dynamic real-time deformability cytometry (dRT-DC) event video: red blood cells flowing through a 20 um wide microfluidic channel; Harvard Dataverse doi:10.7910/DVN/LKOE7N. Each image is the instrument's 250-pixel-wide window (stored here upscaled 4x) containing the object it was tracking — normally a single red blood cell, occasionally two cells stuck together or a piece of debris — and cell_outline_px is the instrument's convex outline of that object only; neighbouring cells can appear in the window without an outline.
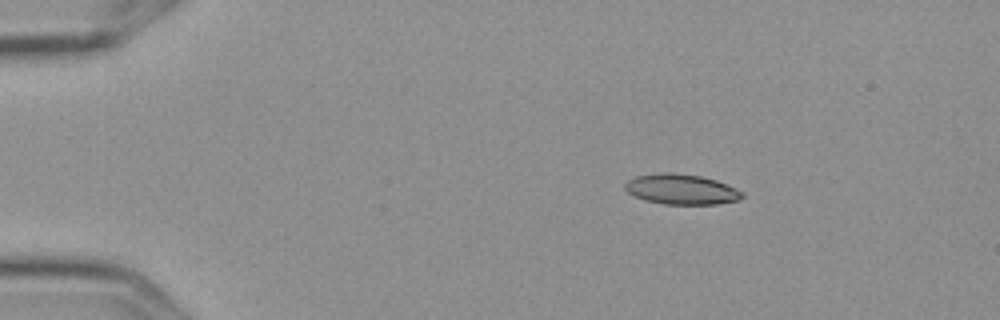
{"species": "Egyptian fruit bat (a non-hibernating species)", "species_latin": "Rousettus aegyptiacus", "temperature_condition": "cold", "stored_images_in_passage": 4, "camera_frame_rate_fps": 3000, "um_per_image_px": 0.085, "frame": {"image": 1, "passage_image": 1, "time_ms": 0.0, "image_size_px": [1000, 320], "cell_outline_px": [[744, 196], [740, 200], [720, 204], [664, 204], [644, 200], [628, 192], [624, 188], [624, 184], [628, 180], [636, 176], [664, 172], [668, 172], [700, 176], [716, 180], [736, 188], [744, 192]], "centroid_in_image_um": [57.94, 16.1], "position_along_channel_um": 27.1, "area_um2": 20.69}}